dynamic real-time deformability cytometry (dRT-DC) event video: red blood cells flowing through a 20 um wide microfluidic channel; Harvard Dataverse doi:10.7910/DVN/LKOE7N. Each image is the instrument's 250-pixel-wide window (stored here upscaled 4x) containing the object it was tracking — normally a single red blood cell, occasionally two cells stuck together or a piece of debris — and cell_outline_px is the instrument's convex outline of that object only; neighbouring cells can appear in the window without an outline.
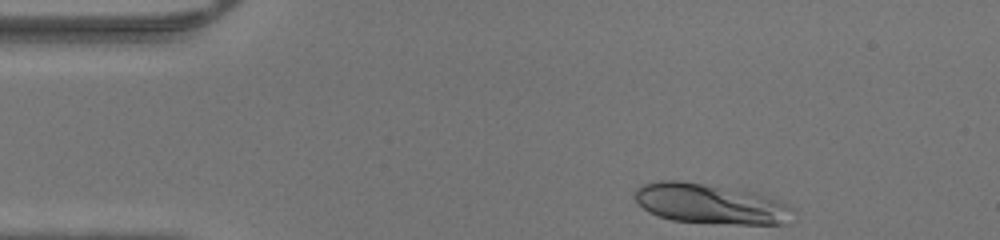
{"species": "human", "species_latin": "Homo sapiens", "temperature_condition": "warm", "stored_images_in_passage": 32, "camera_frame_rate_fps": 3000, "um_per_image_px": 0.085, "donor": {"sex": "male"}, "frame": {"image": 1, "passage_image": 1, "time_ms": 0.0, "image_size_px": [1000, 240], "cell_outline_px": [[796, 220], [784, 224], [736, 224], [672, 220], [648, 212], [632, 196], [636, 188], [640, 184], [660, 180], [680, 180], [752, 192], [788, 204], [796, 208]], "centroid_in_image_um": [60.43, 17.33], "position_along_channel_um": 24.6, "area_um2": 37.22}}
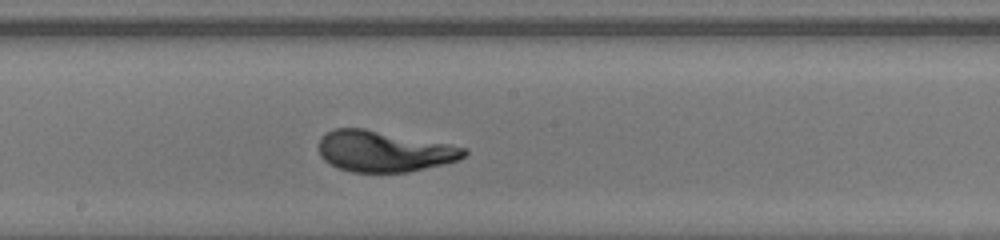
{"frame": {"image": 2, "passage_image": 19, "time_ms": 6.0, "image_size_px": [1000, 240], "cell_outline_px": [[468, 152], [460, 160], [408, 172], [352, 172], [336, 168], [324, 160], [320, 156], [320, 140], [328, 132], [336, 128], [364, 128], [448, 144], [468, 148]], "centroid_in_image_um": [32.65, 12.87], "position_along_channel_um": 215.6, "area_um2": 34.51}}
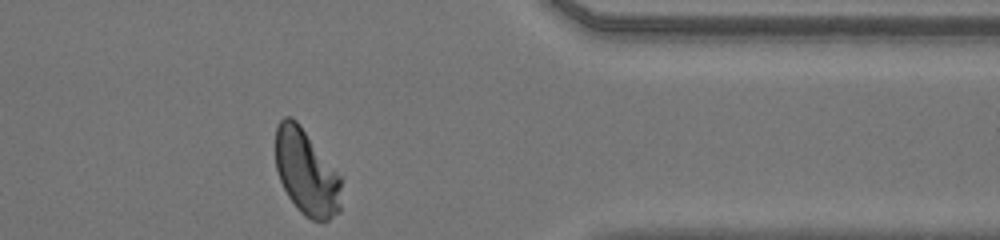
{"frame": {"image": 3, "passage_image": 32, "time_ms": 10.333, "image_size_px": [1000, 240], "cell_outline_px": [[340, 212], [328, 220], [312, 220], [304, 216], [300, 212], [288, 196], [280, 180], [276, 168], [276, 128], [280, 120], [284, 116], [292, 116], [300, 124], [340, 176]], "centroid_in_image_um": [26.02, 14.65], "position_along_channel_um": 385.4, "area_um2": 32.54}}